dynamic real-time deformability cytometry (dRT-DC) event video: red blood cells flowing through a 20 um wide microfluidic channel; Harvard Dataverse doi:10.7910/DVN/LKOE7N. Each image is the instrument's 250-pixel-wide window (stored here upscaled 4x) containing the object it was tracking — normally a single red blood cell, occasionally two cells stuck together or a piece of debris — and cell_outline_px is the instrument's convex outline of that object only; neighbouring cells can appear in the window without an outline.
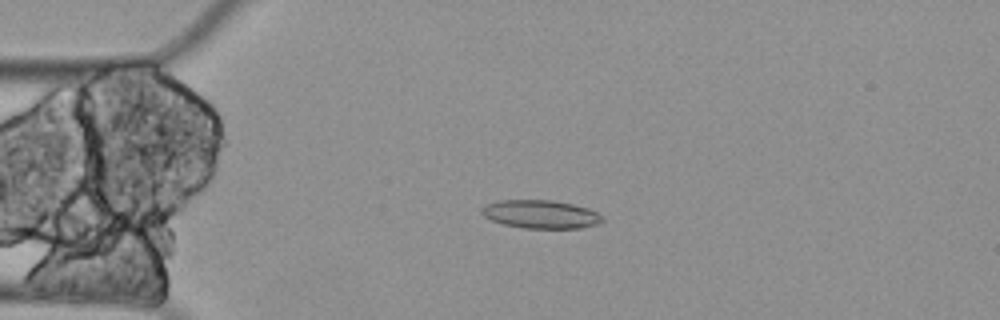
{"species": "Egyptian fruit bat (a non-hibernating species)", "species_latin": "Rousettus aegyptiacus", "temperature_condition": "cold", "stored_images_in_passage": 6, "camera_frame_rate_fps": 3000, "um_per_image_px": 0.085, "animal": {"sex": "female"}, "frame": {"image": 1, "passage_image": 4, "time_ms": 1.0, "image_size_px": [1000, 320], "cell_outline_px": [[604, 220], [600, 224], [580, 228], [524, 228], [504, 224], [492, 220], [484, 216], [480, 212], [480, 208], [496, 200], [552, 200], [572, 204], [588, 208], [604, 216]], "centroid_in_image_um": [45.98, 18.21], "position_along_channel_um": 39.0, "area_um2": 20.0}}
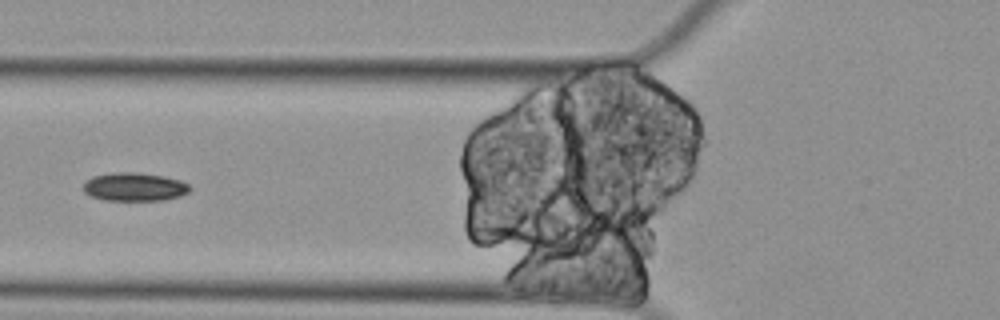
{"frame": {"image": 2, "passage_image": 6, "time_ms": 1.667, "image_size_px": [1000, 320], "cell_outline_px": [[192, 188], [188, 192], [180, 196], [164, 200], [104, 200], [88, 196], [84, 192], [84, 184], [92, 176], [112, 172], [136, 172], [164, 176], [180, 180], [188, 184]], "centroid_in_image_um": [11.42, 15.88], "position_along_channel_um": 114.4, "area_um2": 17.74}}